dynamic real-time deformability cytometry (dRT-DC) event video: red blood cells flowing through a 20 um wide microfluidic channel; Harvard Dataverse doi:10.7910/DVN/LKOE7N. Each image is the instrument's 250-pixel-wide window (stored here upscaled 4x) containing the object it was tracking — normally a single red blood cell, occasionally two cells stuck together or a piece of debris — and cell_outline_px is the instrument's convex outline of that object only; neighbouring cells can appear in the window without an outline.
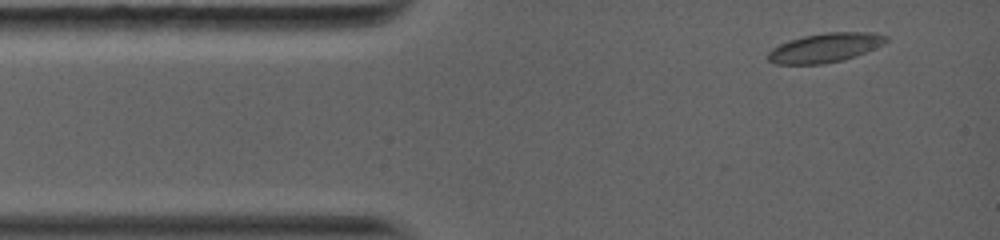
{"species": "common noctule bat (a hibernating species)", "species_latin": "Nyctalus noctula", "temperature_condition": "warm", "stored_images_in_passage": 7, "camera_frame_rate_fps": 5000, "um_per_image_px": 0.085, "animal": {"sex": "female", "body_mass_g": 19.0, "forearm_length_mm": 56.7}, "frame": {"image": 1, "passage_image": 2, "time_ms": 0.6, "image_size_px": [1000, 240], "cell_outline_px": [[888, 40], [884, 44], [856, 56], [844, 60], [824, 64], [776, 64], [768, 60], [768, 52], [772, 48], [788, 40], [804, 36], [828, 32], [872, 32], [888, 36]], "centroid_in_image_um": [70.15, 4.06], "position_along_channel_um": 14.9, "area_um2": 20.17}}
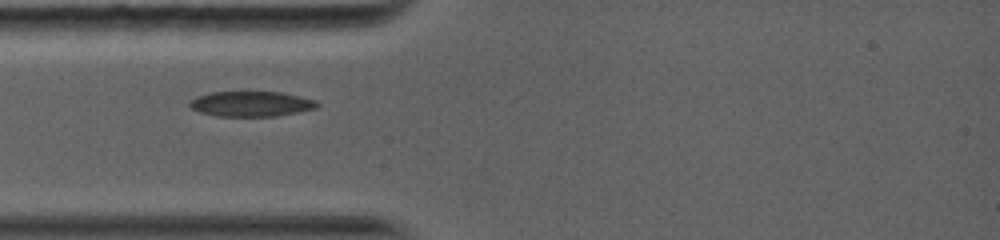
{"frame": {"image": 2, "passage_image": 6, "time_ms": 3.0, "image_size_px": [1000, 240], "cell_outline_px": [[320, 104], [316, 108], [300, 112], [276, 116], [216, 116], [200, 112], [192, 108], [188, 104], [188, 100], [196, 96], [212, 92], [280, 92], [316, 100]], "centroid_in_image_um": [21.33, 8.83], "position_along_channel_um": 63.7, "area_um2": 18.79}}